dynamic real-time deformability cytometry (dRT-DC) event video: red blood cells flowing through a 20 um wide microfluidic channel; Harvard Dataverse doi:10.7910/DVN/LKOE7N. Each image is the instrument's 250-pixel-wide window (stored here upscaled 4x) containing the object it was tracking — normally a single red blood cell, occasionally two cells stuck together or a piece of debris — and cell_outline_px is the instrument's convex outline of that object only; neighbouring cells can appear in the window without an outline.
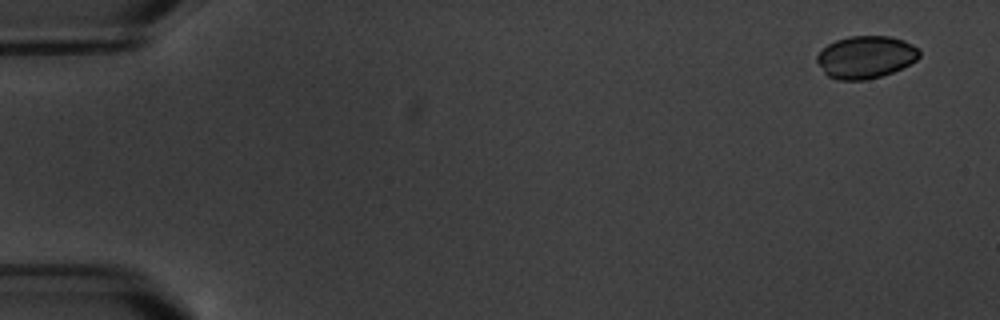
{"species": "common noctule bat (a hibernating species)", "species_latin": "Nyctalus noctula", "temperature_condition": "warm", "stored_images_in_passage": 6, "camera_frame_rate_fps": 3000, "um_per_image_px": 0.085, "animal": {"sex": "male", "body_mass_g": 20.1, "forearm_length_mm": 53.5}, "frame": {"image": 1, "passage_image": 1, "time_ms": 0.0, "image_size_px": [1000, 320], "cell_outline_px": [[920, 56], [916, 60], [892, 72], [880, 76], [864, 80], [836, 80], [828, 76], [824, 72], [816, 60], [816, 56], [828, 44], [836, 40], [848, 36], [888, 36], [904, 40], [920, 48]], "centroid_in_image_um": [73.58, 4.84], "position_along_channel_um": 11.4, "area_um2": 25.26}}